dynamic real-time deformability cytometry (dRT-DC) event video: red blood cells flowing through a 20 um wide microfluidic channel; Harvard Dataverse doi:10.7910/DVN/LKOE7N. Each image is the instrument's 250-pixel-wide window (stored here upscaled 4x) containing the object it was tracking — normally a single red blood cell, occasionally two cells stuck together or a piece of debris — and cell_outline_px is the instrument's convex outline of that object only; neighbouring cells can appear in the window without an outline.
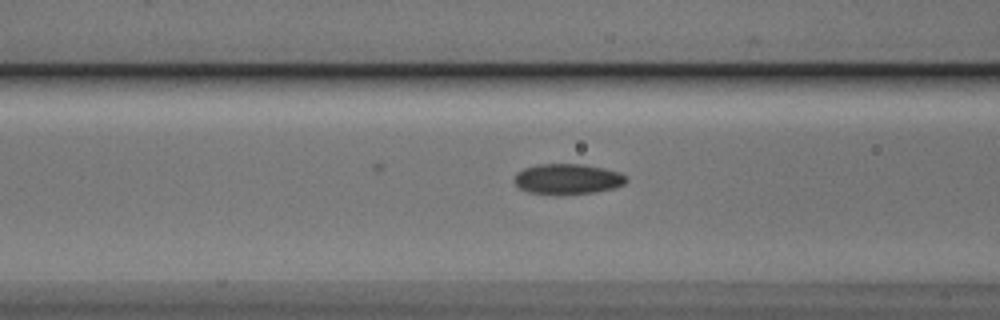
{"species": "Egyptian fruit bat (a non-hibernating species)", "species_latin": "Rousettus aegyptiacus", "temperature_condition": "cold", "stored_images_in_passage": 12, "camera_frame_rate_fps": 3000, "um_per_image_px": 0.085, "animal": {"sex": "male"}, "frame": {"image": 1, "passage_image": 10, "time_ms": 3.0, "image_size_px": [1000, 320], "cell_outline_px": [[628, 180], [624, 184], [612, 188], [592, 192], [556, 196], [528, 192], [520, 188], [512, 180], [516, 172], [524, 168], [536, 164], [584, 164], [604, 168], [620, 172]], "centroid_in_image_um": [48.19, 15.22], "position_along_channel_um": 118.4, "area_um2": 20.17}}